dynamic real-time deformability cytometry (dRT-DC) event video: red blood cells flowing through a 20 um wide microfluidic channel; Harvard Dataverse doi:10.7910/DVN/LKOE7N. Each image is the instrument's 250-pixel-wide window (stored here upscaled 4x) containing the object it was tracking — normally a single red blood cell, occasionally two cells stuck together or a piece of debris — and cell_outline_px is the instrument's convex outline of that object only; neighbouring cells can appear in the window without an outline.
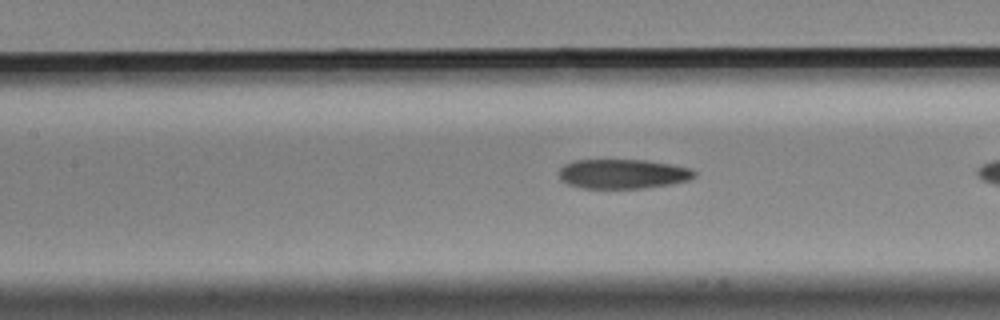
{"species": "Egyptian fruit bat (a non-hibernating species)", "species_latin": "Rousettus aegyptiacus", "temperature_condition": "cold", "stored_images_in_passage": 8, "segment_of_instrument_passage": [2, 2], "camera_frame_rate_fps": 3000, "um_per_image_px": 0.085, "animal": {"sex": "male"}, "frame": {"image": 1, "passage_image": 8, "time_ms": 2.333, "image_size_px": [1000, 320], "cell_outline_px": [[696, 176], [688, 180], [672, 184], [644, 188], [584, 188], [568, 184], [560, 180], [560, 168], [564, 164], [572, 160], [648, 160], [672, 164], [692, 168], [696, 172]], "centroid_in_image_um": [52.97, 14.77], "position_along_channel_um": 154.4, "area_um2": 23.47}}